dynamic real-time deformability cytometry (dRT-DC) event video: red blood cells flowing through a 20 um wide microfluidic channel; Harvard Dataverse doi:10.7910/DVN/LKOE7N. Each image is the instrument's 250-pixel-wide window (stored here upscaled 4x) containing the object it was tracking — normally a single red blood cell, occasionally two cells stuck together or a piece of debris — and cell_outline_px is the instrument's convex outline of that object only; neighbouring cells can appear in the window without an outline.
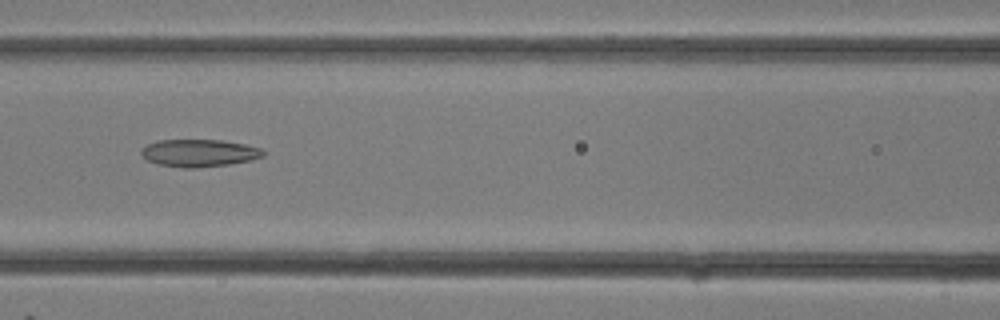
{"species": "common noctule bat (a hibernating species)", "species_latin": "Nyctalus noctula", "temperature_condition": "room temperature", "stored_images_in_passage": 18, "camera_frame_rate_fps": 3000, "um_per_image_px": 0.085, "animal": {"sex": "female"}, "frame": {"image": 1, "passage_image": 13, "time_ms": 4.0, "image_size_px": [1000, 320], "cell_outline_px": [[264, 156], [252, 160], [232, 164], [196, 168], [180, 168], [156, 164], [148, 160], [140, 152], [140, 148], [144, 144], [160, 140], [220, 140], [244, 144], [260, 148], [264, 152]], "centroid_in_image_um": [16.89, 13.01], "position_along_channel_um": 149.7, "area_um2": 19.71}}
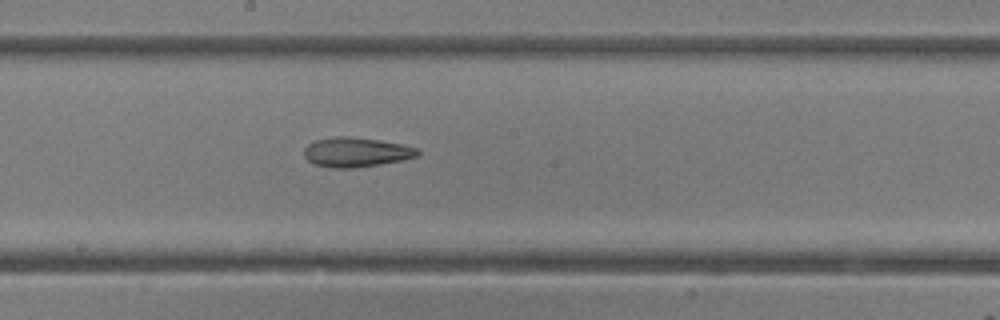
{"frame": {"image": 2, "passage_image": 16, "time_ms": 5.0, "image_size_px": [1000, 320], "cell_outline_px": [[420, 152], [416, 156], [400, 160], [380, 164], [352, 168], [332, 168], [316, 164], [308, 160], [304, 156], [304, 148], [308, 144], [316, 140], [336, 136], [352, 136], [380, 140], [400, 144], [416, 148]], "centroid_in_image_um": [30.23, 12.92], "position_along_channel_um": 218.0, "area_um2": 19.36}}
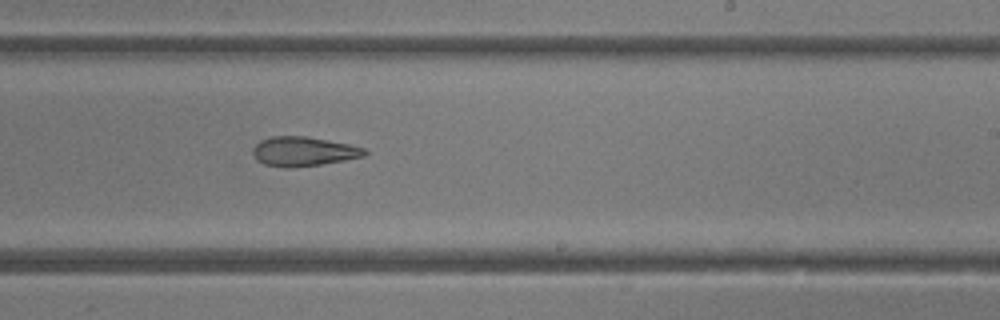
{"frame": {"image": 3, "passage_image": 18, "time_ms": 5.667, "image_size_px": [1000, 320], "cell_outline_px": [[368, 152], [364, 156], [344, 160], [320, 164], [264, 164], [256, 160], [252, 152], [252, 148], [260, 140], [272, 136], [304, 136], [348, 144], [364, 148]], "centroid_in_image_um": [25.8, 12.82], "position_along_channel_um": 263.2, "area_um2": 18.15}}